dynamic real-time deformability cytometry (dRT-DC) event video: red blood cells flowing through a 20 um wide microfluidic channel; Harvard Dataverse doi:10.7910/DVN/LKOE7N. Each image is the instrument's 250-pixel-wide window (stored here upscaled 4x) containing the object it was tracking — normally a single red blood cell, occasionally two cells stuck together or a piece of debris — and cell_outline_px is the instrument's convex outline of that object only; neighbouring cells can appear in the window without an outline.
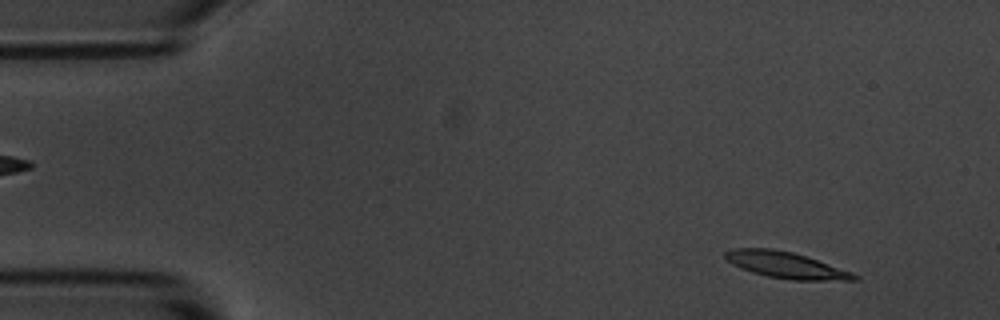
{"species": "common noctule bat (a hibernating species)", "species_latin": "Nyctalus noctula", "temperature_condition": "room temperature", "stored_images_in_passage": 52, "camera_frame_rate_fps": 3000, "um_per_image_px": 0.085, "animal": {"sex": "male", "body_mass_g": 20.1, "forearm_length_mm": 53.5}, "frame": {"image": 1, "passage_image": 6, "time_ms": 1.667, "image_size_px": [1000, 320], "cell_outline_px": [[848, 276], [776, 276], [760, 272], [748, 268], [764, 252], [784, 252], [800, 256], [824, 264]], "centroid_in_image_um": [67.27, 22.6], "position_along_channel_um": 17.7, "area_um2": 10.92}}
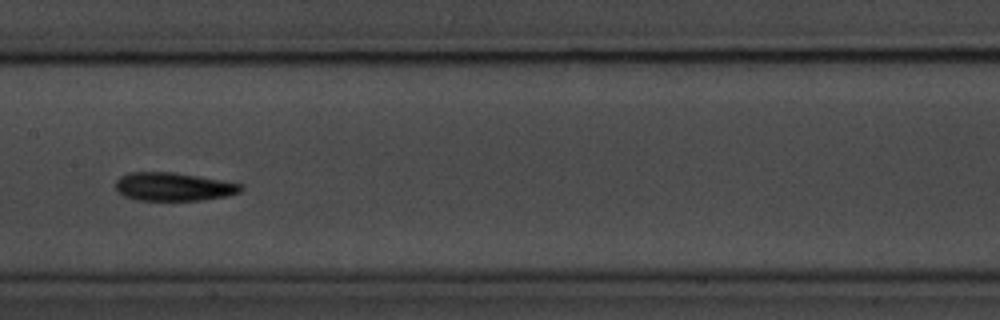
{"frame": {"image": 2, "passage_image": 28, "time_ms": 9.0, "image_size_px": [1000, 320], "cell_outline_px": [[236, 188], [232, 192], [208, 196], [140, 196], [128, 192], [120, 184], [124, 180], [136, 176], [180, 176], [228, 184]], "centroid_in_image_um": [14.79, 15.86], "position_along_channel_um": 192.6, "area_um2": 13.29}}
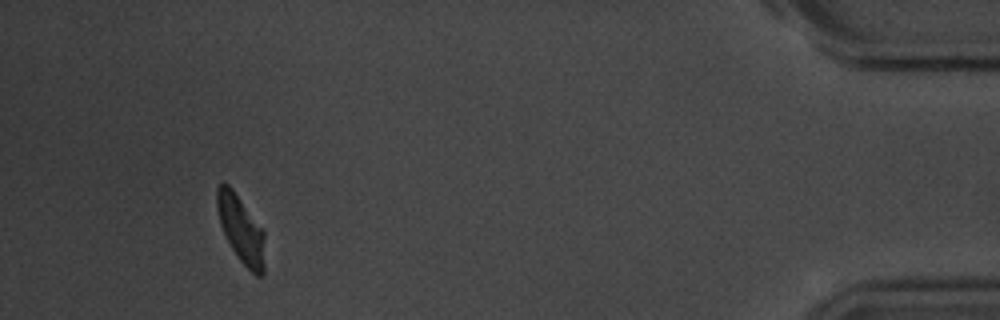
{"frame": {"image": 3, "passage_image": 52, "time_ms": 17.0, "image_size_px": [1000, 320], "cell_outline_px": [[260, 272], [256, 272], [240, 256], [224, 224], [220, 212], [220, 188], [224, 184], [232, 192], [236, 200], [260, 264]], "centroid_in_image_um": [20.19, 19.39], "position_along_channel_um": 415.0, "area_um2": 10.29}}